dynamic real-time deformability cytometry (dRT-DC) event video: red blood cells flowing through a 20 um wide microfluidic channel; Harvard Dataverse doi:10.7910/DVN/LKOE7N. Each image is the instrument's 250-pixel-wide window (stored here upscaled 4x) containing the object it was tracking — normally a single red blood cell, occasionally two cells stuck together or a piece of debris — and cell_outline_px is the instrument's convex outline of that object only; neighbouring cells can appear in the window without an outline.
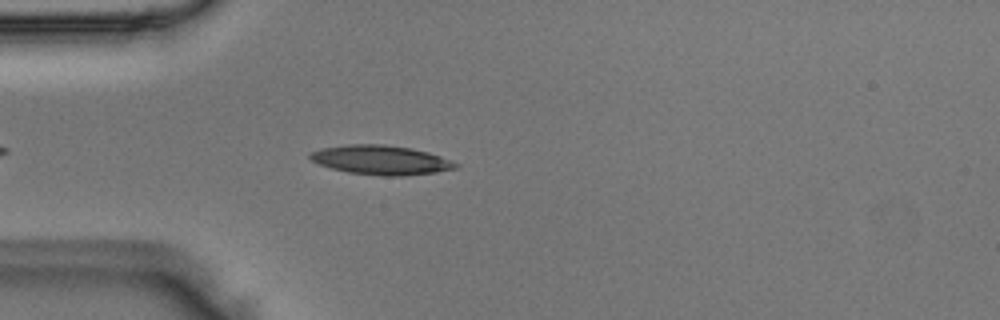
{"species": "Egyptian fruit bat (a non-hibernating species)", "species_latin": "Rousettus aegyptiacus", "temperature_condition": "room temperature", "stored_images_in_passage": 39, "camera_frame_rate_fps": 3000, "um_per_image_px": 0.085, "animal": {"sex": "male"}, "frame": {"image": 1, "passage_image": 6, "time_ms": 1.667, "image_size_px": [1000, 320], "cell_outline_px": [[460, 164], [456, 168], [436, 172], [404, 176], [380, 176], [348, 172], [332, 168], [320, 164], [312, 160], [308, 156], [312, 152], [324, 148], [348, 144], [384, 144], [412, 148], [428, 152], [440, 156]], "centroid_in_image_um": [32.42, 13.6], "position_along_channel_um": 52.6, "area_um2": 24.74}}
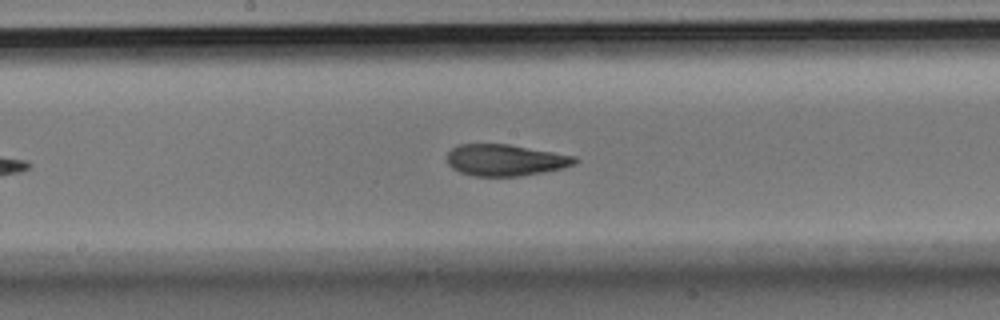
{"frame": {"image": 2, "passage_image": 18, "time_ms": 5.667, "image_size_px": [1000, 320], "cell_outline_px": [[580, 160], [576, 164], [564, 168], [544, 172], [520, 176], [476, 176], [460, 172], [452, 168], [448, 164], [448, 152], [456, 144], [508, 144], [576, 156]], "centroid_in_image_um": [42.99, 13.61], "position_along_channel_um": 205.2, "area_um2": 23.58}}
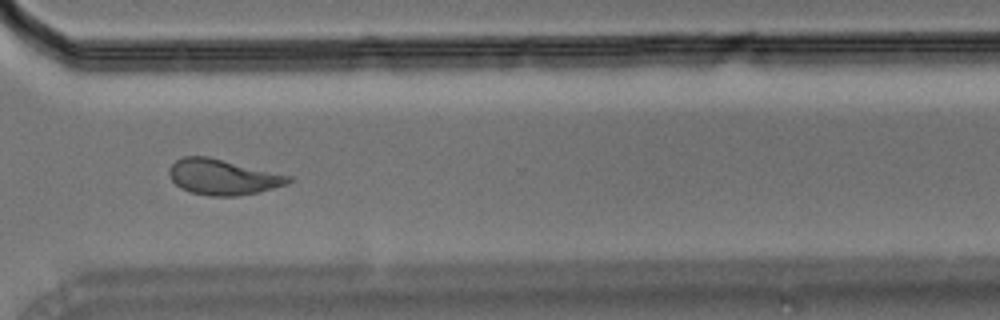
{"frame": {"image": 3, "passage_image": 29, "time_ms": 9.333, "image_size_px": [1000, 320], "cell_outline_px": [[292, 180], [284, 184], [272, 188], [256, 192], [236, 196], [208, 196], [192, 192], [180, 188], [168, 176], [168, 168], [176, 160], [184, 156], [208, 156], [292, 176]], "centroid_in_image_um": [18.88, 15.03], "position_along_channel_um": 351.7, "area_um2": 24.57}}